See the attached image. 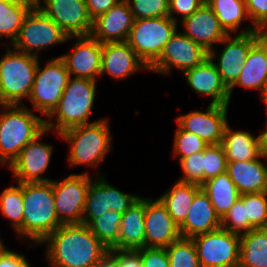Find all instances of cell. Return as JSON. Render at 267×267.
I'll use <instances>...</instances> for the list:
<instances>
[{"instance_id":"484cf974","label":"cell","mask_w":267,"mask_h":267,"mask_svg":"<svg viewBox=\"0 0 267 267\" xmlns=\"http://www.w3.org/2000/svg\"><path fill=\"white\" fill-rule=\"evenodd\" d=\"M227 163V173L240 194L267 192V169L259 158Z\"/></svg>"},{"instance_id":"ba28073f","label":"cell","mask_w":267,"mask_h":267,"mask_svg":"<svg viewBox=\"0 0 267 267\" xmlns=\"http://www.w3.org/2000/svg\"><path fill=\"white\" fill-rule=\"evenodd\" d=\"M68 37L62 29L39 8H32L25 16L21 29L13 42L15 50L38 57V51L49 45L64 43ZM33 50L35 52H33Z\"/></svg>"},{"instance_id":"7a4b0ae2","label":"cell","mask_w":267,"mask_h":267,"mask_svg":"<svg viewBox=\"0 0 267 267\" xmlns=\"http://www.w3.org/2000/svg\"><path fill=\"white\" fill-rule=\"evenodd\" d=\"M61 225L54 205L52 180L23 183L22 237L40 244Z\"/></svg>"},{"instance_id":"4dcf8cb0","label":"cell","mask_w":267,"mask_h":267,"mask_svg":"<svg viewBox=\"0 0 267 267\" xmlns=\"http://www.w3.org/2000/svg\"><path fill=\"white\" fill-rule=\"evenodd\" d=\"M238 267H267L266 228H254L240 235Z\"/></svg>"},{"instance_id":"603a6c76","label":"cell","mask_w":267,"mask_h":267,"mask_svg":"<svg viewBox=\"0 0 267 267\" xmlns=\"http://www.w3.org/2000/svg\"><path fill=\"white\" fill-rule=\"evenodd\" d=\"M141 67L149 69L126 41L102 43L100 76L105 72L116 80L125 79Z\"/></svg>"},{"instance_id":"1f68e13d","label":"cell","mask_w":267,"mask_h":267,"mask_svg":"<svg viewBox=\"0 0 267 267\" xmlns=\"http://www.w3.org/2000/svg\"><path fill=\"white\" fill-rule=\"evenodd\" d=\"M205 2L215 13L221 27L228 35L238 30L243 19L249 18L244 0H205Z\"/></svg>"},{"instance_id":"681fc988","label":"cell","mask_w":267,"mask_h":267,"mask_svg":"<svg viewBox=\"0 0 267 267\" xmlns=\"http://www.w3.org/2000/svg\"><path fill=\"white\" fill-rule=\"evenodd\" d=\"M96 267H119V264L109 254H107Z\"/></svg>"},{"instance_id":"3957f363","label":"cell","mask_w":267,"mask_h":267,"mask_svg":"<svg viewBox=\"0 0 267 267\" xmlns=\"http://www.w3.org/2000/svg\"><path fill=\"white\" fill-rule=\"evenodd\" d=\"M0 113V162L8 166L20 151L45 129V120L19 105H2Z\"/></svg>"},{"instance_id":"2e32d148","label":"cell","mask_w":267,"mask_h":267,"mask_svg":"<svg viewBox=\"0 0 267 267\" xmlns=\"http://www.w3.org/2000/svg\"><path fill=\"white\" fill-rule=\"evenodd\" d=\"M144 228L147 248H166L181 238L179 226L159 199H145Z\"/></svg>"},{"instance_id":"f35d334b","label":"cell","mask_w":267,"mask_h":267,"mask_svg":"<svg viewBox=\"0 0 267 267\" xmlns=\"http://www.w3.org/2000/svg\"><path fill=\"white\" fill-rule=\"evenodd\" d=\"M227 171V159L222 144H210L203 151V183Z\"/></svg>"},{"instance_id":"ac0fdd59","label":"cell","mask_w":267,"mask_h":267,"mask_svg":"<svg viewBox=\"0 0 267 267\" xmlns=\"http://www.w3.org/2000/svg\"><path fill=\"white\" fill-rule=\"evenodd\" d=\"M207 111H193L177 118L176 122L184 130L192 132L208 145L220 144L223 141L227 124L228 106L211 104Z\"/></svg>"},{"instance_id":"c3c4849f","label":"cell","mask_w":267,"mask_h":267,"mask_svg":"<svg viewBox=\"0 0 267 267\" xmlns=\"http://www.w3.org/2000/svg\"><path fill=\"white\" fill-rule=\"evenodd\" d=\"M0 267H30L25 256L5 249L0 255Z\"/></svg>"},{"instance_id":"f907efd6","label":"cell","mask_w":267,"mask_h":267,"mask_svg":"<svg viewBox=\"0 0 267 267\" xmlns=\"http://www.w3.org/2000/svg\"><path fill=\"white\" fill-rule=\"evenodd\" d=\"M261 135V149L262 153H267V129L260 133Z\"/></svg>"},{"instance_id":"9c48e42d","label":"cell","mask_w":267,"mask_h":267,"mask_svg":"<svg viewBox=\"0 0 267 267\" xmlns=\"http://www.w3.org/2000/svg\"><path fill=\"white\" fill-rule=\"evenodd\" d=\"M69 77L66 65L60 57L50 60L42 69L38 62L29 96L33 108L47 117L60 102Z\"/></svg>"},{"instance_id":"83f0119b","label":"cell","mask_w":267,"mask_h":267,"mask_svg":"<svg viewBox=\"0 0 267 267\" xmlns=\"http://www.w3.org/2000/svg\"><path fill=\"white\" fill-rule=\"evenodd\" d=\"M221 144L227 163L255 160L262 154L261 135L254 137L247 131H233L228 124Z\"/></svg>"},{"instance_id":"ab89813d","label":"cell","mask_w":267,"mask_h":267,"mask_svg":"<svg viewBox=\"0 0 267 267\" xmlns=\"http://www.w3.org/2000/svg\"><path fill=\"white\" fill-rule=\"evenodd\" d=\"M174 138V155H179V161L182 158L204 151L208 146L203 139L184 130L179 124Z\"/></svg>"},{"instance_id":"5bb4252c","label":"cell","mask_w":267,"mask_h":267,"mask_svg":"<svg viewBox=\"0 0 267 267\" xmlns=\"http://www.w3.org/2000/svg\"><path fill=\"white\" fill-rule=\"evenodd\" d=\"M43 3L38 8L68 37L91 35L93 20L85 0H43Z\"/></svg>"},{"instance_id":"836d02e7","label":"cell","mask_w":267,"mask_h":267,"mask_svg":"<svg viewBox=\"0 0 267 267\" xmlns=\"http://www.w3.org/2000/svg\"><path fill=\"white\" fill-rule=\"evenodd\" d=\"M18 187L11 186L3 190L0 196V209L3 215L12 220L11 226L19 237L22 236L23 218V183Z\"/></svg>"},{"instance_id":"b9f144b4","label":"cell","mask_w":267,"mask_h":267,"mask_svg":"<svg viewBox=\"0 0 267 267\" xmlns=\"http://www.w3.org/2000/svg\"><path fill=\"white\" fill-rule=\"evenodd\" d=\"M179 162L184 173V177L179 181L201 186L203 184V151L182 158Z\"/></svg>"},{"instance_id":"e575fe53","label":"cell","mask_w":267,"mask_h":267,"mask_svg":"<svg viewBox=\"0 0 267 267\" xmlns=\"http://www.w3.org/2000/svg\"><path fill=\"white\" fill-rule=\"evenodd\" d=\"M121 219V213L109 210L95 218L88 227L106 247L111 249L118 242Z\"/></svg>"},{"instance_id":"d4e9b609","label":"cell","mask_w":267,"mask_h":267,"mask_svg":"<svg viewBox=\"0 0 267 267\" xmlns=\"http://www.w3.org/2000/svg\"><path fill=\"white\" fill-rule=\"evenodd\" d=\"M267 79V32L251 47L242 71L236 82L229 88L231 94L233 88L238 85L245 88L262 90Z\"/></svg>"},{"instance_id":"f1b7e54d","label":"cell","mask_w":267,"mask_h":267,"mask_svg":"<svg viewBox=\"0 0 267 267\" xmlns=\"http://www.w3.org/2000/svg\"><path fill=\"white\" fill-rule=\"evenodd\" d=\"M201 188L208 195L216 214L220 219L240 198V192L227 172L206 180Z\"/></svg>"},{"instance_id":"6da1fadb","label":"cell","mask_w":267,"mask_h":267,"mask_svg":"<svg viewBox=\"0 0 267 267\" xmlns=\"http://www.w3.org/2000/svg\"><path fill=\"white\" fill-rule=\"evenodd\" d=\"M47 245L50 267H96L109 253L85 224H62L40 244Z\"/></svg>"},{"instance_id":"74e56055","label":"cell","mask_w":267,"mask_h":267,"mask_svg":"<svg viewBox=\"0 0 267 267\" xmlns=\"http://www.w3.org/2000/svg\"><path fill=\"white\" fill-rule=\"evenodd\" d=\"M221 228L237 235H243L255 227L246 218L245 207L242 202V194L230 210L221 219Z\"/></svg>"},{"instance_id":"8fae6325","label":"cell","mask_w":267,"mask_h":267,"mask_svg":"<svg viewBox=\"0 0 267 267\" xmlns=\"http://www.w3.org/2000/svg\"><path fill=\"white\" fill-rule=\"evenodd\" d=\"M88 173L71 174L62 181H53L54 205L61 224H81L91 182Z\"/></svg>"},{"instance_id":"11a10c76","label":"cell","mask_w":267,"mask_h":267,"mask_svg":"<svg viewBox=\"0 0 267 267\" xmlns=\"http://www.w3.org/2000/svg\"><path fill=\"white\" fill-rule=\"evenodd\" d=\"M262 157L267 159V153H262ZM267 169V166H266Z\"/></svg>"},{"instance_id":"7402d4cb","label":"cell","mask_w":267,"mask_h":267,"mask_svg":"<svg viewBox=\"0 0 267 267\" xmlns=\"http://www.w3.org/2000/svg\"><path fill=\"white\" fill-rule=\"evenodd\" d=\"M184 34L201 45L207 52L220 43L228 34L221 27L218 18L206 2L190 16L182 20Z\"/></svg>"},{"instance_id":"d590c367","label":"cell","mask_w":267,"mask_h":267,"mask_svg":"<svg viewBox=\"0 0 267 267\" xmlns=\"http://www.w3.org/2000/svg\"><path fill=\"white\" fill-rule=\"evenodd\" d=\"M170 267H201L191 238H180L165 248Z\"/></svg>"},{"instance_id":"bcb514c9","label":"cell","mask_w":267,"mask_h":267,"mask_svg":"<svg viewBox=\"0 0 267 267\" xmlns=\"http://www.w3.org/2000/svg\"><path fill=\"white\" fill-rule=\"evenodd\" d=\"M204 3L205 0H169V16L177 22L173 14H181V19L183 20L199 9Z\"/></svg>"},{"instance_id":"e0dca14e","label":"cell","mask_w":267,"mask_h":267,"mask_svg":"<svg viewBox=\"0 0 267 267\" xmlns=\"http://www.w3.org/2000/svg\"><path fill=\"white\" fill-rule=\"evenodd\" d=\"M46 132L48 130L45 128L30 141L9 166L17 183L51 181L39 176L47 170L53 153L51 145L37 142Z\"/></svg>"},{"instance_id":"f6af8a7d","label":"cell","mask_w":267,"mask_h":267,"mask_svg":"<svg viewBox=\"0 0 267 267\" xmlns=\"http://www.w3.org/2000/svg\"><path fill=\"white\" fill-rule=\"evenodd\" d=\"M119 267H142L141 253L134 249H109L108 253Z\"/></svg>"},{"instance_id":"52a82bcc","label":"cell","mask_w":267,"mask_h":267,"mask_svg":"<svg viewBox=\"0 0 267 267\" xmlns=\"http://www.w3.org/2000/svg\"><path fill=\"white\" fill-rule=\"evenodd\" d=\"M176 29L177 22L170 16L135 19L126 42L149 68Z\"/></svg>"},{"instance_id":"4316f807","label":"cell","mask_w":267,"mask_h":267,"mask_svg":"<svg viewBox=\"0 0 267 267\" xmlns=\"http://www.w3.org/2000/svg\"><path fill=\"white\" fill-rule=\"evenodd\" d=\"M145 198H139L122 214L118 242L111 249H140L145 243Z\"/></svg>"},{"instance_id":"5b68a950","label":"cell","mask_w":267,"mask_h":267,"mask_svg":"<svg viewBox=\"0 0 267 267\" xmlns=\"http://www.w3.org/2000/svg\"><path fill=\"white\" fill-rule=\"evenodd\" d=\"M109 121L98 120L90 124L65 129L59 135L70 143L68 161L71 166L87 164L98 166L111 147Z\"/></svg>"},{"instance_id":"f546056e","label":"cell","mask_w":267,"mask_h":267,"mask_svg":"<svg viewBox=\"0 0 267 267\" xmlns=\"http://www.w3.org/2000/svg\"><path fill=\"white\" fill-rule=\"evenodd\" d=\"M201 186L194 183L177 181L173 188L168 190L160 198L167 208L175 223L180 226L188 213L195 195L201 190Z\"/></svg>"},{"instance_id":"4fadbf2b","label":"cell","mask_w":267,"mask_h":267,"mask_svg":"<svg viewBox=\"0 0 267 267\" xmlns=\"http://www.w3.org/2000/svg\"><path fill=\"white\" fill-rule=\"evenodd\" d=\"M207 57L208 52L201 45L176 30L164 46L159 58L148 70L169 74L171 67H174L184 72L200 65Z\"/></svg>"},{"instance_id":"f5cc1de1","label":"cell","mask_w":267,"mask_h":267,"mask_svg":"<svg viewBox=\"0 0 267 267\" xmlns=\"http://www.w3.org/2000/svg\"><path fill=\"white\" fill-rule=\"evenodd\" d=\"M261 97H262L261 99H263L265 105L267 106V79L261 90Z\"/></svg>"},{"instance_id":"7bdbcfd3","label":"cell","mask_w":267,"mask_h":267,"mask_svg":"<svg viewBox=\"0 0 267 267\" xmlns=\"http://www.w3.org/2000/svg\"><path fill=\"white\" fill-rule=\"evenodd\" d=\"M246 11L254 27L267 32V0H246Z\"/></svg>"},{"instance_id":"44dd1931","label":"cell","mask_w":267,"mask_h":267,"mask_svg":"<svg viewBox=\"0 0 267 267\" xmlns=\"http://www.w3.org/2000/svg\"><path fill=\"white\" fill-rule=\"evenodd\" d=\"M135 18L126 0H120L93 20L91 36L100 43L125 42Z\"/></svg>"},{"instance_id":"816d5d0a","label":"cell","mask_w":267,"mask_h":267,"mask_svg":"<svg viewBox=\"0 0 267 267\" xmlns=\"http://www.w3.org/2000/svg\"><path fill=\"white\" fill-rule=\"evenodd\" d=\"M26 4H29L32 8H38L42 0H17Z\"/></svg>"},{"instance_id":"cb8c5ba5","label":"cell","mask_w":267,"mask_h":267,"mask_svg":"<svg viewBox=\"0 0 267 267\" xmlns=\"http://www.w3.org/2000/svg\"><path fill=\"white\" fill-rule=\"evenodd\" d=\"M221 228V219L208 195L201 189L194 197L184 222L179 226L182 238L213 232Z\"/></svg>"},{"instance_id":"9a60e30c","label":"cell","mask_w":267,"mask_h":267,"mask_svg":"<svg viewBox=\"0 0 267 267\" xmlns=\"http://www.w3.org/2000/svg\"><path fill=\"white\" fill-rule=\"evenodd\" d=\"M139 198L119 191L98 176L89 184L82 224L89 225L95 218L109 210L124 214Z\"/></svg>"},{"instance_id":"8d00e7d4","label":"cell","mask_w":267,"mask_h":267,"mask_svg":"<svg viewBox=\"0 0 267 267\" xmlns=\"http://www.w3.org/2000/svg\"><path fill=\"white\" fill-rule=\"evenodd\" d=\"M246 218L255 228L267 226V192L242 194Z\"/></svg>"},{"instance_id":"db71d44e","label":"cell","mask_w":267,"mask_h":267,"mask_svg":"<svg viewBox=\"0 0 267 267\" xmlns=\"http://www.w3.org/2000/svg\"><path fill=\"white\" fill-rule=\"evenodd\" d=\"M6 247L3 245V242L0 239V255L5 251Z\"/></svg>"},{"instance_id":"d6986e66","label":"cell","mask_w":267,"mask_h":267,"mask_svg":"<svg viewBox=\"0 0 267 267\" xmlns=\"http://www.w3.org/2000/svg\"><path fill=\"white\" fill-rule=\"evenodd\" d=\"M214 49L208 52V57L198 66L184 71L187 83L198 94L210 96L211 104L228 106L230 102L229 89L223 83L214 64Z\"/></svg>"},{"instance_id":"ee69618b","label":"cell","mask_w":267,"mask_h":267,"mask_svg":"<svg viewBox=\"0 0 267 267\" xmlns=\"http://www.w3.org/2000/svg\"><path fill=\"white\" fill-rule=\"evenodd\" d=\"M137 250L141 253L142 267H170L165 248L143 247Z\"/></svg>"},{"instance_id":"d6a6232c","label":"cell","mask_w":267,"mask_h":267,"mask_svg":"<svg viewBox=\"0 0 267 267\" xmlns=\"http://www.w3.org/2000/svg\"><path fill=\"white\" fill-rule=\"evenodd\" d=\"M31 9L29 4L17 0H0V38L11 37L13 44Z\"/></svg>"},{"instance_id":"ffe728a7","label":"cell","mask_w":267,"mask_h":267,"mask_svg":"<svg viewBox=\"0 0 267 267\" xmlns=\"http://www.w3.org/2000/svg\"><path fill=\"white\" fill-rule=\"evenodd\" d=\"M74 49L70 54H64L60 58L64 61L69 76L75 78H87L94 81L101 73L102 43L89 36L75 37Z\"/></svg>"},{"instance_id":"60d3db41","label":"cell","mask_w":267,"mask_h":267,"mask_svg":"<svg viewBox=\"0 0 267 267\" xmlns=\"http://www.w3.org/2000/svg\"><path fill=\"white\" fill-rule=\"evenodd\" d=\"M126 1L128 2L135 19L169 16V0Z\"/></svg>"},{"instance_id":"8992f818","label":"cell","mask_w":267,"mask_h":267,"mask_svg":"<svg viewBox=\"0 0 267 267\" xmlns=\"http://www.w3.org/2000/svg\"><path fill=\"white\" fill-rule=\"evenodd\" d=\"M38 57L20 52L7 53L0 59V105H20L30 96L38 65Z\"/></svg>"},{"instance_id":"7c38bea8","label":"cell","mask_w":267,"mask_h":267,"mask_svg":"<svg viewBox=\"0 0 267 267\" xmlns=\"http://www.w3.org/2000/svg\"><path fill=\"white\" fill-rule=\"evenodd\" d=\"M266 32L258 30L253 25L238 33L235 38L227 35L220 43L226 44L221 50L218 63H215L223 83L229 89L239 77L251 47Z\"/></svg>"},{"instance_id":"277c9868","label":"cell","mask_w":267,"mask_h":267,"mask_svg":"<svg viewBox=\"0 0 267 267\" xmlns=\"http://www.w3.org/2000/svg\"><path fill=\"white\" fill-rule=\"evenodd\" d=\"M96 93V81L69 77L60 102L47 116L57 117V123L45 120V128L61 133L77 125L90 124L89 117Z\"/></svg>"},{"instance_id":"30bf717a","label":"cell","mask_w":267,"mask_h":267,"mask_svg":"<svg viewBox=\"0 0 267 267\" xmlns=\"http://www.w3.org/2000/svg\"><path fill=\"white\" fill-rule=\"evenodd\" d=\"M191 239L201 267H238L240 235L220 228Z\"/></svg>"},{"instance_id":"7dc6e473","label":"cell","mask_w":267,"mask_h":267,"mask_svg":"<svg viewBox=\"0 0 267 267\" xmlns=\"http://www.w3.org/2000/svg\"><path fill=\"white\" fill-rule=\"evenodd\" d=\"M119 1L120 0H85V3L90 17L94 20L99 15L106 13Z\"/></svg>"}]
</instances>
